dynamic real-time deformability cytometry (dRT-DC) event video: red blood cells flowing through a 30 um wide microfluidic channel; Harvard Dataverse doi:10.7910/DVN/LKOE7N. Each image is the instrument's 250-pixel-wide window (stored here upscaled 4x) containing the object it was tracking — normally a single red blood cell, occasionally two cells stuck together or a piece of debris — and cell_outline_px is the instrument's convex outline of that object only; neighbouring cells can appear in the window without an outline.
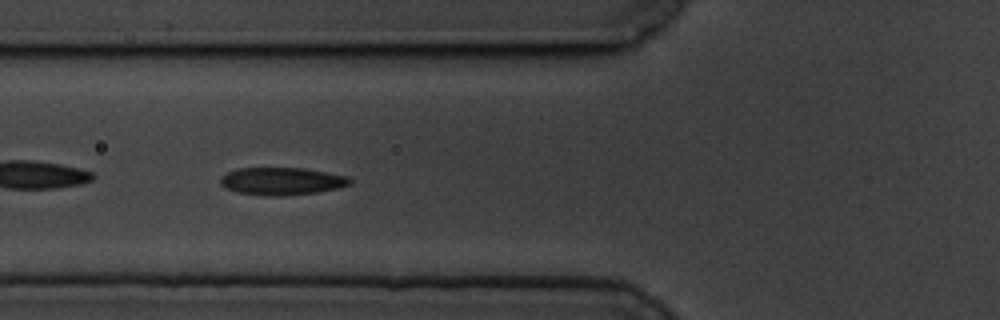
{"species": "common noctule bat (a hibernating species)", "species_latin": "Nyctalus noctula", "temperature_condition": "cold", "stored_images_in_passage": 59, "camera_frame_rate_fps": 3000, "um_per_image_px": 0.085, "animal": {"sex": "male", "body_mass_g": 19.5, "forearm_length_mm": 54.6}, "frame": {"image": 1, "passage_image": 22, "time_ms": 7.0, "image_size_px": [1000, 320], "cell_outline_px": [[352, 184], [340, 188], [320, 192], [284, 196], [272, 196], [236, 192], [220, 184], [220, 180], [228, 172], [236, 168], [304, 168], [328, 172], [348, 176], [352, 180]], "centroid_in_image_um": [24.03, 15.4], "position_along_channel_um": 101.8, "area_um2": 20.92}}
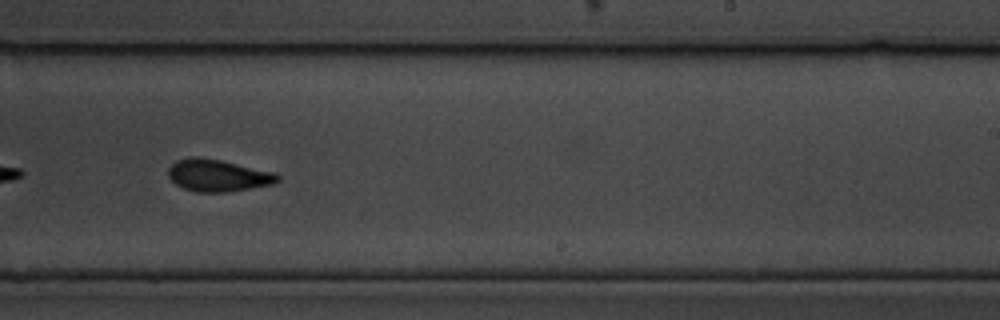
{"frame": {"image": 2, "passage_image": 37, "time_ms": 12.0, "image_size_px": [1000, 320], "cell_outline_px": [[280, 180], [272, 184], [224, 192], [196, 192], [184, 188], [176, 184], [168, 176], [168, 168], [176, 160], [192, 156], [196, 156], [220, 160], [276, 172], [280, 176]], "centroid_in_image_um": [18.51, 14.9], "position_along_channel_um": 270.5, "area_um2": 20.35}}
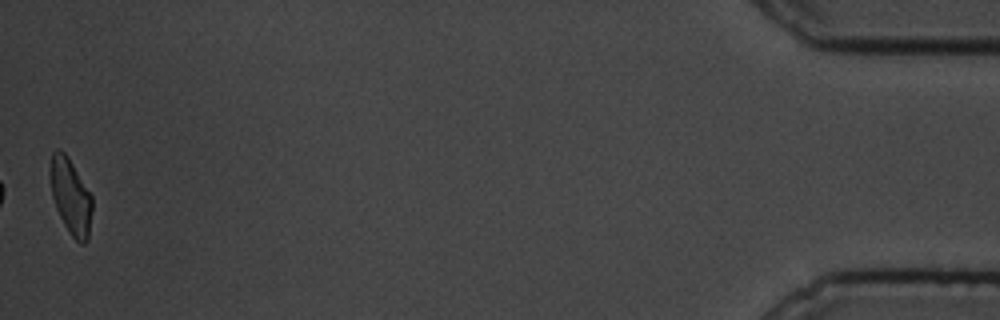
{"frame": {"image": 3, "passage_image": 59, "time_ms": 19.333, "image_size_px": [1000, 320], "cell_outline_px": [[92, 212], [88, 240], [84, 244], [80, 244], [72, 236], [64, 224], [56, 208], [52, 196], [52, 152], [56, 148], [60, 148], [68, 156], [92, 196]], "centroid_in_image_um": [6.05, 16.73], "position_along_channel_um": 429.2, "area_um2": 18.15}, "authors_computed_cell_mechanics": {"area_um2": 20.519, "velocity_mm_per_s": 3.3745, "shape_relaxation_time_tau1_ms": 7.3853, "shape_relaxation_time_tau2_ms": 2.1879, "deformation_change_tau1": 0.1698, "deformation_change_tau2": 0.0713}}